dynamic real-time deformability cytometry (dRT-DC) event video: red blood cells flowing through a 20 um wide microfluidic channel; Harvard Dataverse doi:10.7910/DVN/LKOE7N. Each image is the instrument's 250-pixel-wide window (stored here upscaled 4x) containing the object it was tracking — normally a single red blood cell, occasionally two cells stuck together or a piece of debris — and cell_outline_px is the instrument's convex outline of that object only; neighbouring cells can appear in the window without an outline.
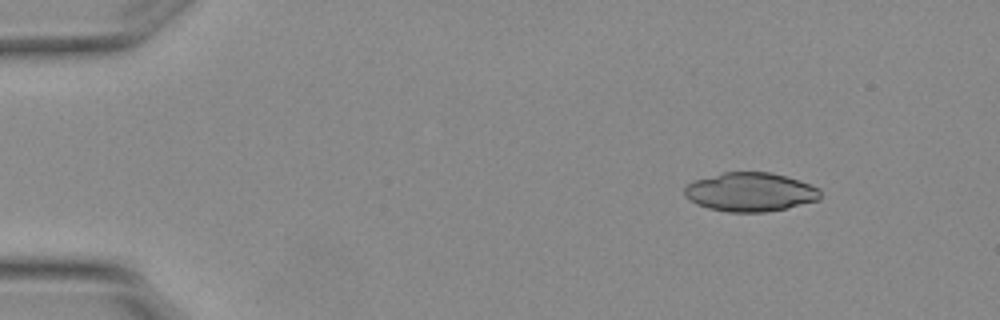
{"species": "Egyptian fruit bat (a non-hibernating species)", "species_latin": "Rousettus aegyptiacus", "temperature_condition": "warm", "stored_images_in_passage": 7, "camera_frame_rate_fps": 3000, "um_per_image_px": 0.085, "animal": {"sex": "female"}, "frame": {"image": 1, "passage_image": 2, "time_ms": 0.333, "image_size_px": [1000, 320], "cell_outline_px": [[820, 200], [784, 208], [764, 212], [728, 212], [708, 208], [696, 204], [684, 196], [684, 188], [688, 184], [696, 180], [724, 172], [772, 172], [800, 180], [820, 188]], "centroid_in_image_um": [63.78, 16.32], "position_along_channel_um": 21.2, "area_um2": 30.75}}
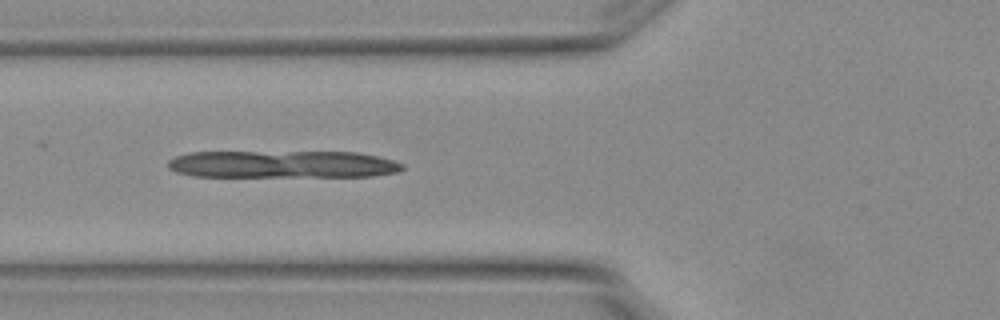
{"frame": {"image": 2, "passage_image": 6, "time_ms": 1.667, "image_size_px": [1000, 320], "cell_outline_px": [[404, 168], [400, 172], [372, 176], [196, 176], [176, 172], [168, 168], [168, 160], [176, 156], [188, 152], [356, 152], [376, 156], [392, 160], [404, 164]], "centroid_in_image_um": [24.03, 13.96], "position_along_channel_um": 101.8, "area_um2": 37.34}}